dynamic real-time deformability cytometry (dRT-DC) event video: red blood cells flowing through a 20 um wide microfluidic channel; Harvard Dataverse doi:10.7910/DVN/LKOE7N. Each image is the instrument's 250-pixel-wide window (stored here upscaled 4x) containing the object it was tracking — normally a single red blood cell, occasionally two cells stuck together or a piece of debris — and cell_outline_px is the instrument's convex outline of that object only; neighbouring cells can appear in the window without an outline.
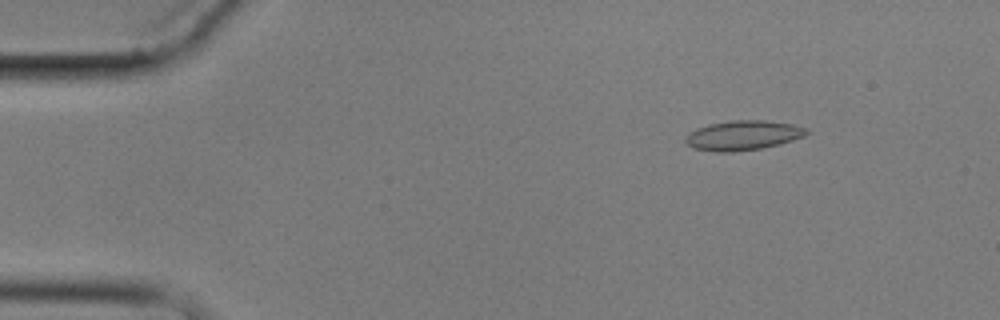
{"species": "common noctule bat (a hibernating species)", "species_latin": "Nyctalus noctula", "temperature_condition": "cold", "stored_images_in_passage": 5, "camera_frame_rate_fps": 3000, "um_per_image_px": 0.085, "animal": {"sex": "male", "body_mass_g": 17.9}, "frame": {"image": 1, "passage_image": 2, "time_ms": 1.0, "image_size_px": [1000, 320], "cell_outline_px": [[808, 132], [804, 136], [780, 144], [760, 148], [736, 152], [716, 152], [692, 148], [684, 140], [684, 136], [688, 132], [696, 128], [708, 124], [732, 120], [764, 120], [792, 124], [808, 128]], "centroid_in_image_um": [63.11, 11.5], "position_along_channel_um": 21.9, "area_um2": 21.1}}